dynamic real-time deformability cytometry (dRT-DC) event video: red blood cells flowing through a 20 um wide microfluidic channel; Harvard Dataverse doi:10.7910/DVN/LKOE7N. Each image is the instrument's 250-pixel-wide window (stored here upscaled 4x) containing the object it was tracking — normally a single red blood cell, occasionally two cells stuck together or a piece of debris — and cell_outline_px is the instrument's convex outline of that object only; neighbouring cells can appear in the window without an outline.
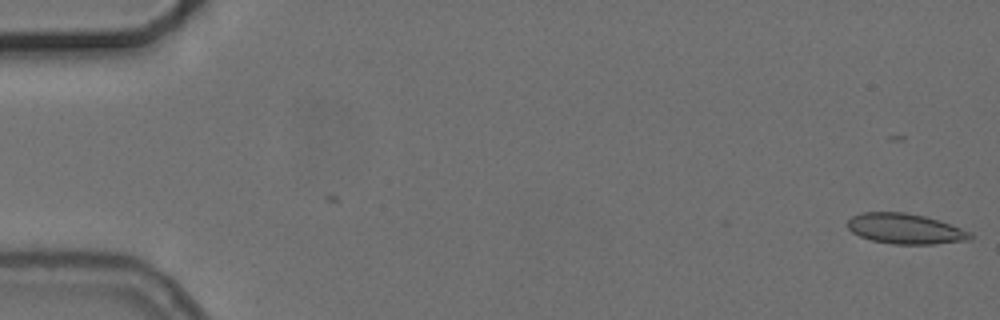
{"species": "common noctule bat (a hibernating species)", "species_latin": "Nyctalus noctula", "temperature_condition": "cold", "stored_images_in_passage": 5, "camera_frame_rate_fps": 3000, "um_per_image_px": 0.085, "animal": {"sex": "female", "body_mass_g": 24.6, "forearm_length_mm": 56.2}, "frame": {"image": 1, "passage_image": 1, "time_ms": 0.0, "image_size_px": [1000, 320], "cell_outline_px": [[972, 240], [932, 244], [892, 244], [872, 240], [860, 236], [852, 232], [848, 228], [848, 220], [852, 216], [860, 212], [904, 212], [924, 216], [972, 232]], "centroid_in_image_um": [76.93, 19.45], "position_along_channel_um": 8.1, "area_um2": 21.56}}
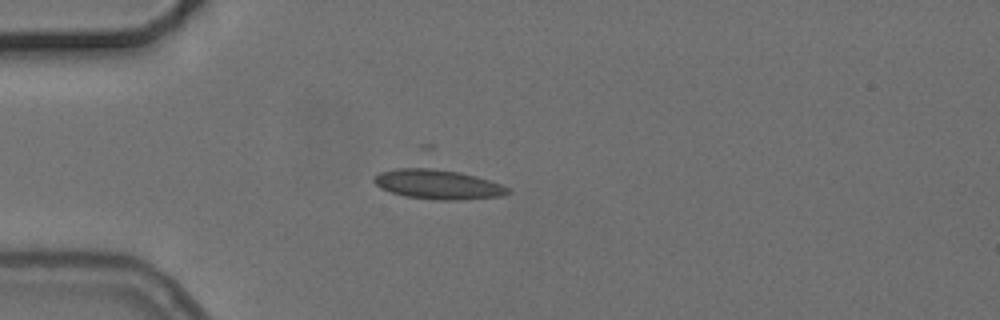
{"frame": {"image": 2, "passage_image": 5, "time_ms": 4.667, "image_size_px": [1000, 320], "cell_outline_px": [[512, 192], [504, 196], [460, 200], [436, 200], [404, 196], [380, 188], [372, 180], [380, 172], [396, 168], [420, 164], [424, 164], [460, 172], [476, 176], [500, 184], [508, 188]], "centroid_in_image_um": [37.19, 15.62], "position_along_channel_um": 47.8, "area_um2": 23.93}}